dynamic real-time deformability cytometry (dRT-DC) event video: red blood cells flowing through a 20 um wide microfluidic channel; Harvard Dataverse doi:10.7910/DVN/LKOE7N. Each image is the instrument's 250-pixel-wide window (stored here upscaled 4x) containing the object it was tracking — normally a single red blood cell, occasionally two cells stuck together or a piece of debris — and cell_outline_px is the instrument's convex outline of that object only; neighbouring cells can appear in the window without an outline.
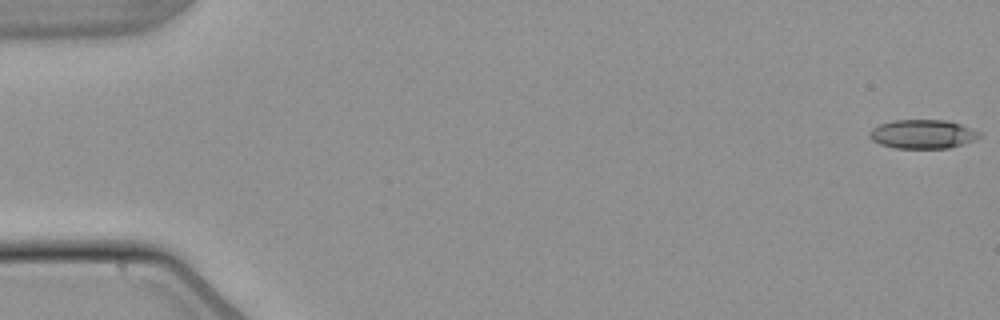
{"species": "common noctule bat (a hibernating species)", "species_latin": "Nyctalus noctula", "temperature_condition": "warm", "stored_images_in_passage": 48, "camera_frame_rate_fps": 3000, "um_per_image_px": 0.085, "animal": {"sex": "male", "body_mass_g": 21.5, "forearm_length_mm": 52.0}, "frame": {"image": 1, "passage_image": 1, "time_ms": 0.0, "image_size_px": [1000, 320], "cell_outline_px": [[980, 136], [976, 140], [964, 144], [948, 148], [896, 148], [880, 144], [872, 140], [868, 136], [868, 132], [872, 128], [880, 124], [892, 120], [948, 120], [960, 124], [980, 132]], "centroid_in_image_um": [78.41, 11.4], "position_along_channel_um": 6.6, "area_um2": 18.61}}
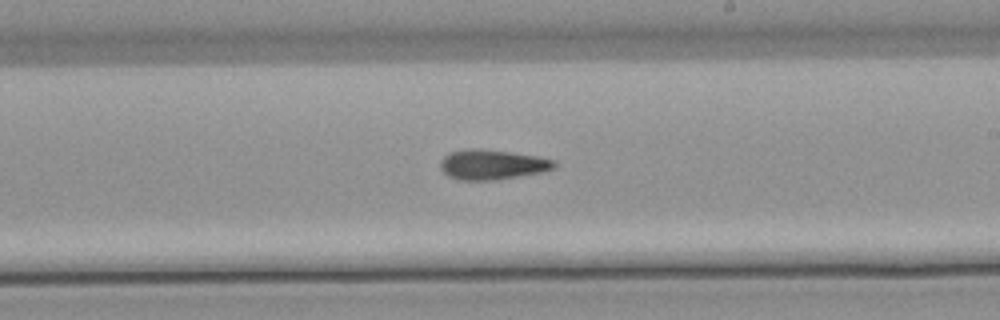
{"frame": {"image": 2, "passage_image": 32, "time_ms": 10.333, "image_size_px": [1000, 320], "cell_outline_px": [[556, 164], [552, 168], [540, 172], [496, 180], [460, 180], [448, 176], [440, 168], [440, 160], [444, 156], [452, 152], [472, 148], [480, 148], [536, 156], [556, 160]], "centroid_in_image_um": [41.8, 13.99], "position_along_channel_um": 247.2, "area_um2": 19.65}}
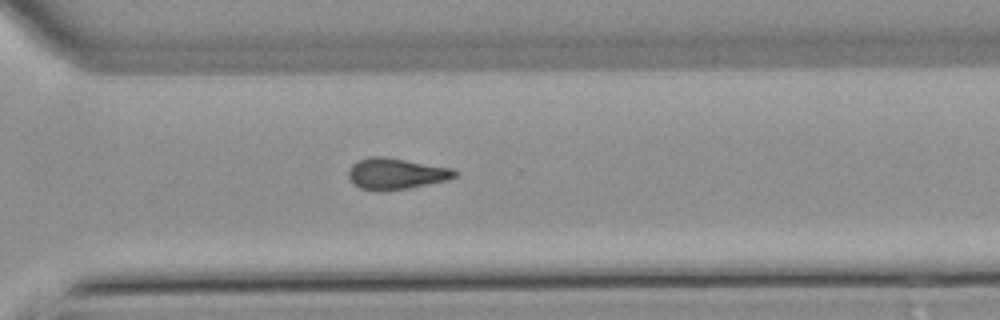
{"frame": {"image": 3, "passage_image": 39, "time_ms": 12.667, "image_size_px": [1000, 320], "cell_outline_px": [[460, 172], [456, 176], [448, 180], [388, 192], [376, 192], [360, 188], [352, 184], [348, 176], [348, 168], [356, 160], [368, 156], [384, 156], [452, 168]], "centroid_in_image_um": [33.61, 14.77], "position_along_channel_um": 337.0, "area_um2": 19.88}}